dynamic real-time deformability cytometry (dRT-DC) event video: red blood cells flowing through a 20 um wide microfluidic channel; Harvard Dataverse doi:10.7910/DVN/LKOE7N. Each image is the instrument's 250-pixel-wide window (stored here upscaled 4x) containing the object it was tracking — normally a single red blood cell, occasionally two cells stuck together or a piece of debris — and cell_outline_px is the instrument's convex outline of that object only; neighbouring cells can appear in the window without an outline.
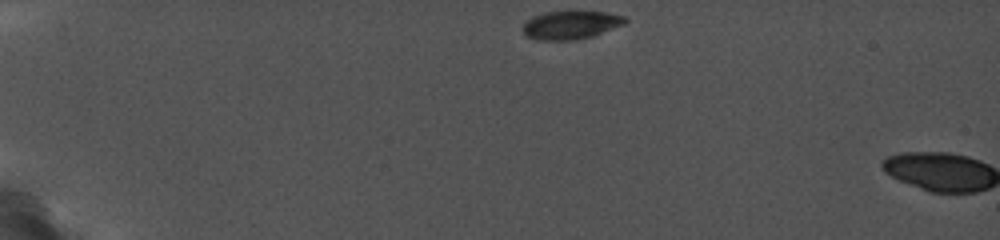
{"species": "common noctule bat (a hibernating species)", "species_latin": "Nyctalus noctula", "temperature_condition": "cold", "stored_images_in_passage": 2, "camera_frame_rate_fps": 5000, "um_per_image_px": 0.085, "animal": {"sex": "female", "body_mass_g": 19.0, "forearm_length_mm": 56.7}, "frame": {"image": 1, "passage_image": 1, "time_ms": 0.0, "image_size_px": [1000, 240], "cell_outline_px": [[628, 20], [624, 24], [592, 36], [576, 40], [536, 40], [528, 36], [524, 32], [524, 24], [532, 16], [544, 12], [608, 12], [624, 16]], "centroid_in_image_um": [48.53, 2.12], "position_along_channel_um": 36.5, "area_um2": 16.65}}